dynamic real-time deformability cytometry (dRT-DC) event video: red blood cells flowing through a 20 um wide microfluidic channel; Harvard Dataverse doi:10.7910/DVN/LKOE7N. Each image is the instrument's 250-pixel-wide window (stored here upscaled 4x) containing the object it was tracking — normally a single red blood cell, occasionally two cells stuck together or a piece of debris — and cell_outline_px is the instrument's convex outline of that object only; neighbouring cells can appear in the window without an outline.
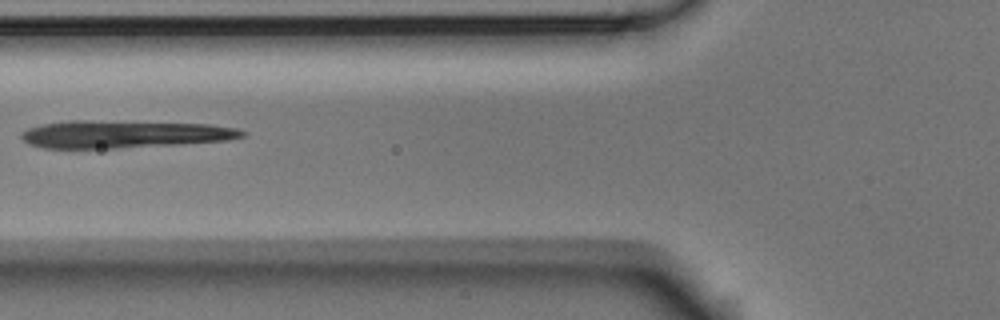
{"species": "Egyptian fruit bat (a non-hibernating species)", "species_latin": "Rousettus aegyptiacus", "temperature_condition": "room temperature", "stored_images_in_passage": 6, "camera_frame_rate_fps": 3000, "um_per_image_px": 0.085, "animal": {"sex": "male"}, "frame": {"image": 1, "passage_image": 5, "time_ms": 1.333, "image_size_px": [1000, 320], "cell_outline_px": [[248, 132], [244, 136], [228, 140], [180, 144], [116, 148], [44, 148], [28, 144], [20, 136], [28, 128], [44, 124], [68, 120], [92, 120], [212, 124], [236, 128]], "centroid_in_image_um": [10.56, 11.4], "position_along_channel_um": 115.2, "area_um2": 35.49}}
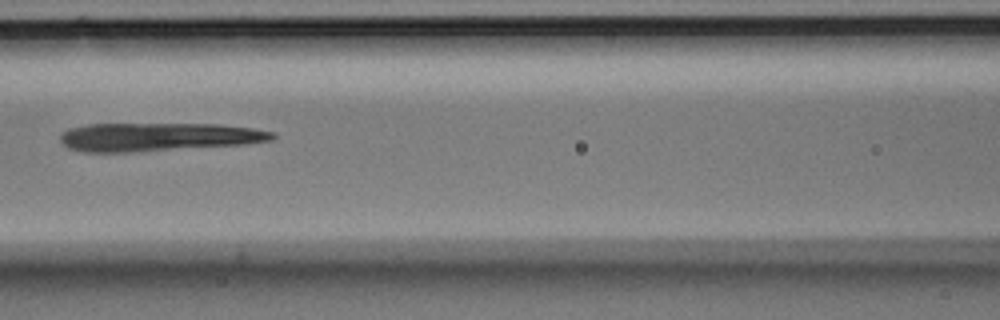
{"frame": {"image": 2, "passage_image": 6, "time_ms": 1.667, "image_size_px": [1000, 320], "cell_outline_px": [[276, 136], [272, 140], [244, 144], [128, 152], [84, 152], [68, 148], [60, 140], [60, 132], [68, 128], [88, 124], [220, 124], [252, 128], [276, 132]], "centroid_in_image_um": [13.42, 11.63], "position_along_channel_um": 153.2, "area_um2": 35.08}}